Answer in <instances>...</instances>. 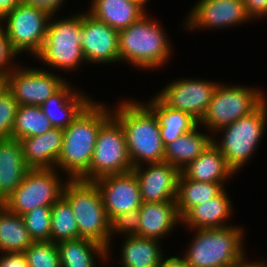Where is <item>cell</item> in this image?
Instances as JSON below:
<instances>
[{
  "label": "cell",
  "instance_id": "cell-26",
  "mask_svg": "<svg viewBox=\"0 0 267 267\" xmlns=\"http://www.w3.org/2000/svg\"><path fill=\"white\" fill-rule=\"evenodd\" d=\"M200 127L201 125L198 124L190 132L167 144L165 146L164 161L181 170L202 154L212 143L213 136L209 132H200Z\"/></svg>",
  "mask_w": 267,
  "mask_h": 267
},
{
  "label": "cell",
  "instance_id": "cell-2",
  "mask_svg": "<svg viewBox=\"0 0 267 267\" xmlns=\"http://www.w3.org/2000/svg\"><path fill=\"white\" fill-rule=\"evenodd\" d=\"M112 115L120 122L133 168L164 161L165 146L154 112L135 99H123L112 107Z\"/></svg>",
  "mask_w": 267,
  "mask_h": 267
},
{
  "label": "cell",
  "instance_id": "cell-38",
  "mask_svg": "<svg viewBox=\"0 0 267 267\" xmlns=\"http://www.w3.org/2000/svg\"><path fill=\"white\" fill-rule=\"evenodd\" d=\"M0 267H29V265L24 252H4L0 253Z\"/></svg>",
  "mask_w": 267,
  "mask_h": 267
},
{
  "label": "cell",
  "instance_id": "cell-25",
  "mask_svg": "<svg viewBox=\"0 0 267 267\" xmlns=\"http://www.w3.org/2000/svg\"><path fill=\"white\" fill-rule=\"evenodd\" d=\"M57 248L61 267H96V259L108 261V248L90 239L63 240L57 243Z\"/></svg>",
  "mask_w": 267,
  "mask_h": 267
},
{
  "label": "cell",
  "instance_id": "cell-34",
  "mask_svg": "<svg viewBox=\"0 0 267 267\" xmlns=\"http://www.w3.org/2000/svg\"><path fill=\"white\" fill-rule=\"evenodd\" d=\"M33 241H51V207H38L21 215Z\"/></svg>",
  "mask_w": 267,
  "mask_h": 267
},
{
  "label": "cell",
  "instance_id": "cell-11",
  "mask_svg": "<svg viewBox=\"0 0 267 267\" xmlns=\"http://www.w3.org/2000/svg\"><path fill=\"white\" fill-rule=\"evenodd\" d=\"M51 16L43 9L21 3L0 21V28L20 55L26 52L35 58L43 48Z\"/></svg>",
  "mask_w": 267,
  "mask_h": 267
},
{
  "label": "cell",
  "instance_id": "cell-36",
  "mask_svg": "<svg viewBox=\"0 0 267 267\" xmlns=\"http://www.w3.org/2000/svg\"><path fill=\"white\" fill-rule=\"evenodd\" d=\"M139 227L140 216L138 209H134L126 213H121L110 221V246L108 247V261H110L109 258H111L110 254L112 252V249L110 248H112L111 242L113 241V236L116 234H119V236L123 234V237L134 235L138 236Z\"/></svg>",
  "mask_w": 267,
  "mask_h": 267
},
{
  "label": "cell",
  "instance_id": "cell-35",
  "mask_svg": "<svg viewBox=\"0 0 267 267\" xmlns=\"http://www.w3.org/2000/svg\"><path fill=\"white\" fill-rule=\"evenodd\" d=\"M18 102L4 85L0 89V139L12 138Z\"/></svg>",
  "mask_w": 267,
  "mask_h": 267
},
{
  "label": "cell",
  "instance_id": "cell-28",
  "mask_svg": "<svg viewBox=\"0 0 267 267\" xmlns=\"http://www.w3.org/2000/svg\"><path fill=\"white\" fill-rule=\"evenodd\" d=\"M121 244V267H158L165 253L161 241L137 235L126 236Z\"/></svg>",
  "mask_w": 267,
  "mask_h": 267
},
{
  "label": "cell",
  "instance_id": "cell-3",
  "mask_svg": "<svg viewBox=\"0 0 267 267\" xmlns=\"http://www.w3.org/2000/svg\"><path fill=\"white\" fill-rule=\"evenodd\" d=\"M146 13L128 28L119 31V60L142 70L164 67L172 55L168 33ZM169 60V61H168Z\"/></svg>",
  "mask_w": 267,
  "mask_h": 267
},
{
  "label": "cell",
  "instance_id": "cell-29",
  "mask_svg": "<svg viewBox=\"0 0 267 267\" xmlns=\"http://www.w3.org/2000/svg\"><path fill=\"white\" fill-rule=\"evenodd\" d=\"M225 183L199 182L186 179L181 173L177 181L176 206L182 218L191 208L217 197Z\"/></svg>",
  "mask_w": 267,
  "mask_h": 267
},
{
  "label": "cell",
  "instance_id": "cell-31",
  "mask_svg": "<svg viewBox=\"0 0 267 267\" xmlns=\"http://www.w3.org/2000/svg\"><path fill=\"white\" fill-rule=\"evenodd\" d=\"M52 125L40 106L19 105L15 115L12 138L21 140L25 137L42 135Z\"/></svg>",
  "mask_w": 267,
  "mask_h": 267
},
{
  "label": "cell",
  "instance_id": "cell-27",
  "mask_svg": "<svg viewBox=\"0 0 267 267\" xmlns=\"http://www.w3.org/2000/svg\"><path fill=\"white\" fill-rule=\"evenodd\" d=\"M145 104L156 115L164 146L190 132L198 125V121L189 113L168 107L156 95Z\"/></svg>",
  "mask_w": 267,
  "mask_h": 267
},
{
  "label": "cell",
  "instance_id": "cell-15",
  "mask_svg": "<svg viewBox=\"0 0 267 267\" xmlns=\"http://www.w3.org/2000/svg\"><path fill=\"white\" fill-rule=\"evenodd\" d=\"M80 34L82 51L88 64L120 63L118 30L98 21L86 11L82 12Z\"/></svg>",
  "mask_w": 267,
  "mask_h": 267
},
{
  "label": "cell",
  "instance_id": "cell-37",
  "mask_svg": "<svg viewBox=\"0 0 267 267\" xmlns=\"http://www.w3.org/2000/svg\"><path fill=\"white\" fill-rule=\"evenodd\" d=\"M18 55L19 53L13 48L11 41L0 28V75L4 78L19 66L12 62L13 60L16 62L15 57Z\"/></svg>",
  "mask_w": 267,
  "mask_h": 267
},
{
  "label": "cell",
  "instance_id": "cell-8",
  "mask_svg": "<svg viewBox=\"0 0 267 267\" xmlns=\"http://www.w3.org/2000/svg\"><path fill=\"white\" fill-rule=\"evenodd\" d=\"M262 89L218 83L206 113L198 122L215 135L219 129L254 111L265 99Z\"/></svg>",
  "mask_w": 267,
  "mask_h": 267
},
{
  "label": "cell",
  "instance_id": "cell-17",
  "mask_svg": "<svg viewBox=\"0 0 267 267\" xmlns=\"http://www.w3.org/2000/svg\"><path fill=\"white\" fill-rule=\"evenodd\" d=\"M139 183L142 202L175 201L180 170L166 161L132 169Z\"/></svg>",
  "mask_w": 267,
  "mask_h": 267
},
{
  "label": "cell",
  "instance_id": "cell-1",
  "mask_svg": "<svg viewBox=\"0 0 267 267\" xmlns=\"http://www.w3.org/2000/svg\"><path fill=\"white\" fill-rule=\"evenodd\" d=\"M111 116L112 108L92 100L64 129L55 168L66 172L65 178L80 179L89 170L99 129Z\"/></svg>",
  "mask_w": 267,
  "mask_h": 267
},
{
  "label": "cell",
  "instance_id": "cell-43",
  "mask_svg": "<svg viewBox=\"0 0 267 267\" xmlns=\"http://www.w3.org/2000/svg\"><path fill=\"white\" fill-rule=\"evenodd\" d=\"M265 259L261 260H257L255 262L253 261H248V258L246 257V255L240 260L237 261L232 267H267V259L266 261H264Z\"/></svg>",
  "mask_w": 267,
  "mask_h": 267
},
{
  "label": "cell",
  "instance_id": "cell-10",
  "mask_svg": "<svg viewBox=\"0 0 267 267\" xmlns=\"http://www.w3.org/2000/svg\"><path fill=\"white\" fill-rule=\"evenodd\" d=\"M122 125L112 115L99 129L89 170L80 178L84 181L132 171Z\"/></svg>",
  "mask_w": 267,
  "mask_h": 267
},
{
  "label": "cell",
  "instance_id": "cell-19",
  "mask_svg": "<svg viewBox=\"0 0 267 267\" xmlns=\"http://www.w3.org/2000/svg\"><path fill=\"white\" fill-rule=\"evenodd\" d=\"M139 210L140 227L138 236L162 240L177 224L182 223L176 201L143 202Z\"/></svg>",
  "mask_w": 267,
  "mask_h": 267
},
{
  "label": "cell",
  "instance_id": "cell-24",
  "mask_svg": "<svg viewBox=\"0 0 267 267\" xmlns=\"http://www.w3.org/2000/svg\"><path fill=\"white\" fill-rule=\"evenodd\" d=\"M88 13L120 31L138 21L147 11L132 0H92Z\"/></svg>",
  "mask_w": 267,
  "mask_h": 267
},
{
  "label": "cell",
  "instance_id": "cell-33",
  "mask_svg": "<svg viewBox=\"0 0 267 267\" xmlns=\"http://www.w3.org/2000/svg\"><path fill=\"white\" fill-rule=\"evenodd\" d=\"M29 267H61L57 243L33 241L24 251Z\"/></svg>",
  "mask_w": 267,
  "mask_h": 267
},
{
  "label": "cell",
  "instance_id": "cell-7",
  "mask_svg": "<svg viewBox=\"0 0 267 267\" xmlns=\"http://www.w3.org/2000/svg\"><path fill=\"white\" fill-rule=\"evenodd\" d=\"M54 16L50 18L43 48L35 57L53 70L76 71L84 62L87 64L80 34L82 12L59 20Z\"/></svg>",
  "mask_w": 267,
  "mask_h": 267
},
{
  "label": "cell",
  "instance_id": "cell-32",
  "mask_svg": "<svg viewBox=\"0 0 267 267\" xmlns=\"http://www.w3.org/2000/svg\"><path fill=\"white\" fill-rule=\"evenodd\" d=\"M51 241L78 239V227L69 202L61 196L51 206Z\"/></svg>",
  "mask_w": 267,
  "mask_h": 267
},
{
  "label": "cell",
  "instance_id": "cell-18",
  "mask_svg": "<svg viewBox=\"0 0 267 267\" xmlns=\"http://www.w3.org/2000/svg\"><path fill=\"white\" fill-rule=\"evenodd\" d=\"M73 87L67 81L40 106L52 127L67 128L92 101L93 98H90L89 95L86 96L84 92L80 93L79 89Z\"/></svg>",
  "mask_w": 267,
  "mask_h": 267
},
{
  "label": "cell",
  "instance_id": "cell-30",
  "mask_svg": "<svg viewBox=\"0 0 267 267\" xmlns=\"http://www.w3.org/2000/svg\"><path fill=\"white\" fill-rule=\"evenodd\" d=\"M32 242L22 216L0 204V253L24 252Z\"/></svg>",
  "mask_w": 267,
  "mask_h": 267
},
{
  "label": "cell",
  "instance_id": "cell-14",
  "mask_svg": "<svg viewBox=\"0 0 267 267\" xmlns=\"http://www.w3.org/2000/svg\"><path fill=\"white\" fill-rule=\"evenodd\" d=\"M190 11L183 23L188 31L221 30L252 22L242 0H198Z\"/></svg>",
  "mask_w": 267,
  "mask_h": 267
},
{
  "label": "cell",
  "instance_id": "cell-42",
  "mask_svg": "<svg viewBox=\"0 0 267 267\" xmlns=\"http://www.w3.org/2000/svg\"><path fill=\"white\" fill-rule=\"evenodd\" d=\"M21 3L22 0H0V21Z\"/></svg>",
  "mask_w": 267,
  "mask_h": 267
},
{
  "label": "cell",
  "instance_id": "cell-6",
  "mask_svg": "<svg viewBox=\"0 0 267 267\" xmlns=\"http://www.w3.org/2000/svg\"><path fill=\"white\" fill-rule=\"evenodd\" d=\"M267 127V98L251 113L227 125L213 135L212 143L238 173L250 161L262 142ZM222 132L221 141L217 136ZM218 140V141H217Z\"/></svg>",
  "mask_w": 267,
  "mask_h": 267
},
{
  "label": "cell",
  "instance_id": "cell-39",
  "mask_svg": "<svg viewBox=\"0 0 267 267\" xmlns=\"http://www.w3.org/2000/svg\"><path fill=\"white\" fill-rule=\"evenodd\" d=\"M245 4L246 11L254 21L256 18L267 17V0H242Z\"/></svg>",
  "mask_w": 267,
  "mask_h": 267
},
{
  "label": "cell",
  "instance_id": "cell-23",
  "mask_svg": "<svg viewBox=\"0 0 267 267\" xmlns=\"http://www.w3.org/2000/svg\"><path fill=\"white\" fill-rule=\"evenodd\" d=\"M29 169L20 141L0 139V204L21 184Z\"/></svg>",
  "mask_w": 267,
  "mask_h": 267
},
{
  "label": "cell",
  "instance_id": "cell-44",
  "mask_svg": "<svg viewBox=\"0 0 267 267\" xmlns=\"http://www.w3.org/2000/svg\"><path fill=\"white\" fill-rule=\"evenodd\" d=\"M132 1H135V2H138L145 10L147 7L146 4L150 1V0H132Z\"/></svg>",
  "mask_w": 267,
  "mask_h": 267
},
{
  "label": "cell",
  "instance_id": "cell-20",
  "mask_svg": "<svg viewBox=\"0 0 267 267\" xmlns=\"http://www.w3.org/2000/svg\"><path fill=\"white\" fill-rule=\"evenodd\" d=\"M64 129L52 127L42 135L20 141L25 164L30 169L55 168L63 143Z\"/></svg>",
  "mask_w": 267,
  "mask_h": 267
},
{
  "label": "cell",
  "instance_id": "cell-12",
  "mask_svg": "<svg viewBox=\"0 0 267 267\" xmlns=\"http://www.w3.org/2000/svg\"><path fill=\"white\" fill-rule=\"evenodd\" d=\"M42 68L20 64L5 77V86L18 105L41 106L67 82L60 73Z\"/></svg>",
  "mask_w": 267,
  "mask_h": 267
},
{
  "label": "cell",
  "instance_id": "cell-5",
  "mask_svg": "<svg viewBox=\"0 0 267 267\" xmlns=\"http://www.w3.org/2000/svg\"><path fill=\"white\" fill-rule=\"evenodd\" d=\"M62 196L69 202L78 227V238L110 246V221L101 191L94 181L68 179Z\"/></svg>",
  "mask_w": 267,
  "mask_h": 267
},
{
  "label": "cell",
  "instance_id": "cell-41",
  "mask_svg": "<svg viewBox=\"0 0 267 267\" xmlns=\"http://www.w3.org/2000/svg\"><path fill=\"white\" fill-rule=\"evenodd\" d=\"M158 267H191L188 262L180 256H163Z\"/></svg>",
  "mask_w": 267,
  "mask_h": 267
},
{
  "label": "cell",
  "instance_id": "cell-9",
  "mask_svg": "<svg viewBox=\"0 0 267 267\" xmlns=\"http://www.w3.org/2000/svg\"><path fill=\"white\" fill-rule=\"evenodd\" d=\"M56 168L29 169L21 184L2 203L9 211L23 215L38 207H51L63 193L68 179Z\"/></svg>",
  "mask_w": 267,
  "mask_h": 267
},
{
  "label": "cell",
  "instance_id": "cell-16",
  "mask_svg": "<svg viewBox=\"0 0 267 267\" xmlns=\"http://www.w3.org/2000/svg\"><path fill=\"white\" fill-rule=\"evenodd\" d=\"M94 182L101 191L109 221L121 213L139 209L143 203L139 183L133 171L106 175Z\"/></svg>",
  "mask_w": 267,
  "mask_h": 267
},
{
  "label": "cell",
  "instance_id": "cell-4",
  "mask_svg": "<svg viewBox=\"0 0 267 267\" xmlns=\"http://www.w3.org/2000/svg\"><path fill=\"white\" fill-rule=\"evenodd\" d=\"M190 230L195 234L182 257L191 267H232L247 255L240 226Z\"/></svg>",
  "mask_w": 267,
  "mask_h": 267
},
{
  "label": "cell",
  "instance_id": "cell-45",
  "mask_svg": "<svg viewBox=\"0 0 267 267\" xmlns=\"http://www.w3.org/2000/svg\"><path fill=\"white\" fill-rule=\"evenodd\" d=\"M5 85V78L0 75V89Z\"/></svg>",
  "mask_w": 267,
  "mask_h": 267
},
{
  "label": "cell",
  "instance_id": "cell-22",
  "mask_svg": "<svg viewBox=\"0 0 267 267\" xmlns=\"http://www.w3.org/2000/svg\"><path fill=\"white\" fill-rule=\"evenodd\" d=\"M180 173L190 180L211 183H226L235 171L228 165L219 149L211 143L196 159L188 163Z\"/></svg>",
  "mask_w": 267,
  "mask_h": 267
},
{
  "label": "cell",
  "instance_id": "cell-40",
  "mask_svg": "<svg viewBox=\"0 0 267 267\" xmlns=\"http://www.w3.org/2000/svg\"><path fill=\"white\" fill-rule=\"evenodd\" d=\"M64 1L65 0H22V3L28 6L43 9L51 15H56V12H59L61 9L60 7L64 5Z\"/></svg>",
  "mask_w": 267,
  "mask_h": 267
},
{
  "label": "cell",
  "instance_id": "cell-13",
  "mask_svg": "<svg viewBox=\"0 0 267 267\" xmlns=\"http://www.w3.org/2000/svg\"><path fill=\"white\" fill-rule=\"evenodd\" d=\"M219 81L179 78L158 91L156 96L168 107L189 113L198 122L206 113Z\"/></svg>",
  "mask_w": 267,
  "mask_h": 267
},
{
  "label": "cell",
  "instance_id": "cell-21",
  "mask_svg": "<svg viewBox=\"0 0 267 267\" xmlns=\"http://www.w3.org/2000/svg\"><path fill=\"white\" fill-rule=\"evenodd\" d=\"M226 188L215 198L194 206L182 217V226L189 229H213L230 226L233 205ZM226 222V223H225Z\"/></svg>",
  "mask_w": 267,
  "mask_h": 267
}]
</instances>
